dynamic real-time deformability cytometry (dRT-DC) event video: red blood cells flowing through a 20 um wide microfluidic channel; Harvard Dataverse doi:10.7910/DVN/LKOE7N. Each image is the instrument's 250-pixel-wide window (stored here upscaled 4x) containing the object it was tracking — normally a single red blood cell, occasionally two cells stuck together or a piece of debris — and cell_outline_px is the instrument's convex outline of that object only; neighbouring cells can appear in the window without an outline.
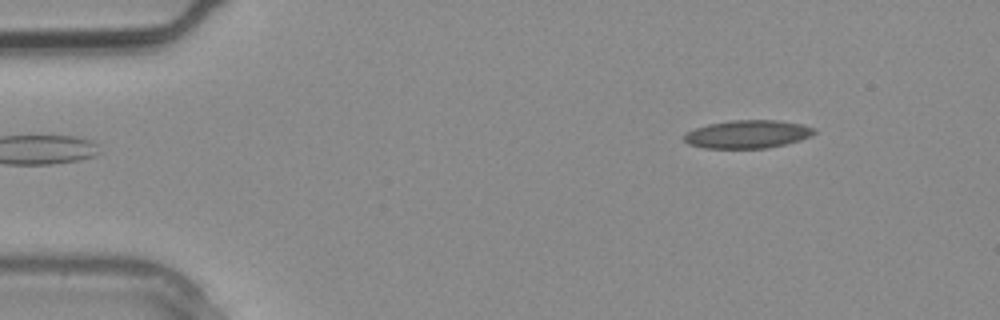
{"species": "common noctule bat (a hibernating species)", "species_latin": "Nyctalus noctula", "temperature_condition": "warm", "stored_images_in_passage": 3, "camera_frame_rate_fps": 3000, "um_per_image_px": 0.085, "animal": {"sex": "male", "body_mass_g": 20.4}, "frame": {"image": 1, "passage_image": 3, "time_ms": 0.667, "image_size_px": [1000, 320], "cell_outline_px": [[816, 132], [812, 136], [800, 140], [768, 148], [704, 148], [688, 144], [684, 140], [684, 132], [708, 124], [732, 120], [780, 120], [804, 124], [816, 128]], "centroid_in_image_um": [63.57, 11.4], "position_along_channel_um": 21.4, "area_um2": 21.5}}